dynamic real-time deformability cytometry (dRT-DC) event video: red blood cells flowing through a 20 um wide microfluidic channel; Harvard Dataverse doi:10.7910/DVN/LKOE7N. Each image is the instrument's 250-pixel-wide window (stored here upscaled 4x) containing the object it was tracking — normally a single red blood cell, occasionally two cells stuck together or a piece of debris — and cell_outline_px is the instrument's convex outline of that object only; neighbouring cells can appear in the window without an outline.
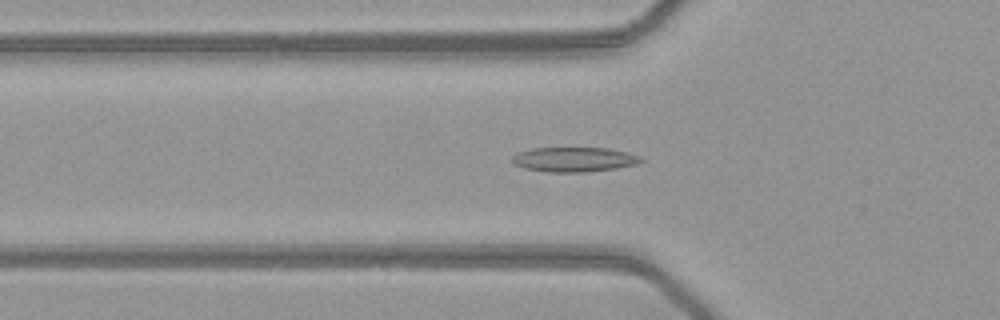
{"species": "common noctule bat (a hibernating species)", "species_latin": "Nyctalus noctula", "temperature_condition": "warm", "stored_images_in_passage": 46, "camera_frame_rate_fps": 3000, "um_per_image_px": 0.085, "animal": {"sex": "female", "body_mass_g": 21.9}, "frame": {"image": 1, "passage_image": 13, "time_ms": 4.0, "image_size_px": [1000, 320], "cell_outline_px": [[644, 160], [636, 164], [616, 168], [584, 172], [544, 172], [524, 168], [516, 164], [512, 160], [512, 156], [516, 152], [532, 148], [608, 148], [624, 152], [636, 156]], "centroid_in_image_um": [48.73, 13.55], "position_along_channel_um": 77.1, "area_um2": 18.32}}
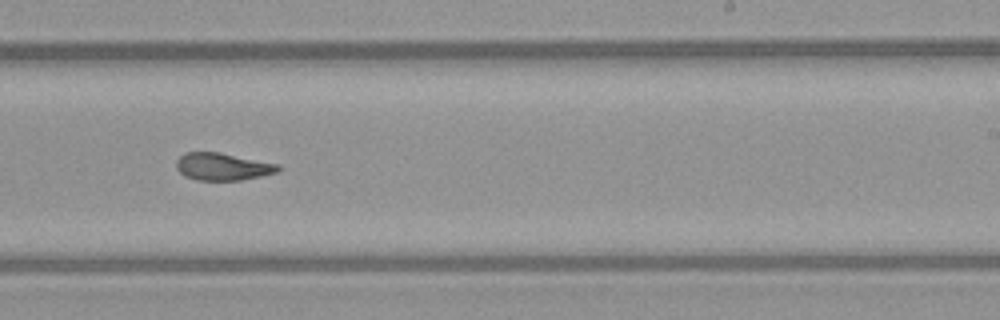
{"frame": {"image": 2, "passage_image": 27, "time_ms": 8.667, "image_size_px": [1000, 320], "cell_outline_px": [[280, 172], [240, 180], [196, 180], [184, 176], [176, 168], [176, 160], [184, 152], [220, 152], [280, 164]], "centroid_in_image_um": [18.93, 14.16], "position_along_channel_um": 270.1, "area_um2": 16.42}}
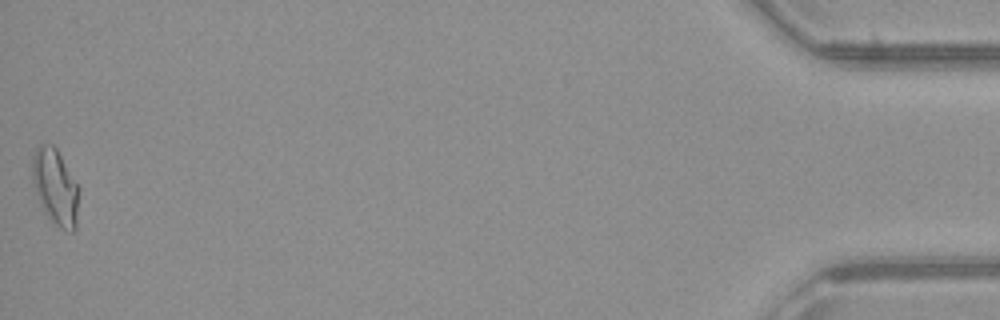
{"frame": {"image": 3, "passage_image": 46, "time_ms": 15.0, "image_size_px": [1000, 320], "cell_outline_px": [[80, 188], [76, 228], [72, 232], [60, 228], [44, 212], [40, 204], [32, 184], [32, 156], [36, 148], [40, 144], [52, 144], [56, 148]], "centroid_in_image_um": [4.71, 15.89], "position_along_channel_um": 430.5, "area_um2": 20.81}, "authors_computed_cell_mechanics": {"area_um2": 17.3689, "velocity_mm_per_s": 4.1074, "shape_relaxation_time_tau1_ms": null, "shape_relaxation_time_tau2_ms": 1.8435, "deformation_change_tau1": null, "deformation_change_tau2": 0.0788}}